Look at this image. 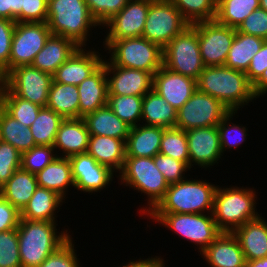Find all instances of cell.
I'll use <instances>...</instances> for the list:
<instances>
[{
	"mask_svg": "<svg viewBox=\"0 0 267 267\" xmlns=\"http://www.w3.org/2000/svg\"><path fill=\"white\" fill-rule=\"evenodd\" d=\"M86 153L113 172H120L126 157L125 141L108 136L90 135Z\"/></svg>",
	"mask_w": 267,
	"mask_h": 267,
	"instance_id": "cell-26",
	"label": "cell"
},
{
	"mask_svg": "<svg viewBox=\"0 0 267 267\" xmlns=\"http://www.w3.org/2000/svg\"><path fill=\"white\" fill-rule=\"evenodd\" d=\"M252 87L257 98L267 93V68L263 71L261 77L252 85Z\"/></svg>",
	"mask_w": 267,
	"mask_h": 267,
	"instance_id": "cell-56",
	"label": "cell"
},
{
	"mask_svg": "<svg viewBox=\"0 0 267 267\" xmlns=\"http://www.w3.org/2000/svg\"><path fill=\"white\" fill-rule=\"evenodd\" d=\"M56 223L20 218L17 234L22 267H39L70 238L67 230L57 232Z\"/></svg>",
	"mask_w": 267,
	"mask_h": 267,
	"instance_id": "cell-2",
	"label": "cell"
},
{
	"mask_svg": "<svg viewBox=\"0 0 267 267\" xmlns=\"http://www.w3.org/2000/svg\"><path fill=\"white\" fill-rule=\"evenodd\" d=\"M20 211L0 195V232L17 229Z\"/></svg>",
	"mask_w": 267,
	"mask_h": 267,
	"instance_id": "cell-52",
	"label": "cell"
},
{
	"mask_svg": "<svg viewBox=\"0 0 267 267\" xmlns=\"http://www.w3.org/2000/svg\"><path fill=\"white\" fill-rule=\"evenodd\" d=\"M89 136L83 118H67L61 122L53 146L56 150H62L60 157L69 158L76 154L86 153Z\"/></svg>",
	"mask_w": 267,
	"mask_h": 267,
	"instance_id": "cell-24",
	"label": "cell"
},
{
	"mask_svg": "<svg viewBox=\"0 0 267 267\" xmlns=\"http://www.w3.org/2000/svg\"><path fill=\"white\" fill-rule=\"evenodd\" d=\"M147 216L199 246L200 253L221 233L212 213H148Z\"/></svg>",
	"mask_w": 267,
	"mask_h": 267,
	"instance_id": "cell-8",
	"label": "cell"
},
{
	"mask_svg": "<svg viewBox=\"0 0 267 267\" xmlns=\"http://www.w3.org/2000/svg\"><path fill=\"white\" fill-rule=\"evenodd\" d=\"M143 96L108 95L107 106L130 127L142 119Z\"/></svg>",
	"mask_w": 267,
	"mask_h": 267,
	"instance_id": "cell-39",
	"label": "cell"
},
{
	"mask_svg": "<svg viewBox=\"0 0 267 267\" xmlns=\"http://www.w3.org/2000/svg\"><path fill=\"white\" fill-rule=\"evenodd\" d=\"M36 179L39 187L55 191L63 199L68 187L75 186L69 158L59 155L36 174Z\"/></svg>",
	"mask_w": 267,
	"mask_h": 267,
	"instance_id": "cell-29",
	"label": "cell"
},
{
	"mask_svg": "<svg viewBox=\"0 0 267 267\" xmlns=\"http://www.w3.org/2000/svg\"><path fill=\"white\" fill-rule=\"evenodd\" d=\"M257 197L252 188L218 187L214 195L212 215L221 232L233 233L246 222L260 215L256 212Z\"/></svg>",
	"mask_w": 267,
	"mask_h": 267,
	"instance_id": "cell-4",
	"label": "cell"
},
{
	"mask_svg": "<svg viewBox=\"0 0 267 267\" xmlns=\"http://www.w3.org/2000/svg\"><path fill=\"white\" fill-rule=\"evenodd\" d=\"M190 24L215 20L217 0H169Z\"/></svg>",
	"mask_w": 267,
	"mask_h": 267,
	"instance_id": "cell-40",
	"label": "cell"
},
{
	"mask_svg": "<svg viewBox=\"0 0 267 267\" xmlns=\"http://www.w3.org/2000/svg\"><path fill=\"white\" fill-rule=\"evenodd\" d=\"M129 0H85L92 17L99 26L116 15Z\"/></svg>",
	"mask_w": 267,
	"mask_h": 267,
	"instance_id": "cell-47",
	"label": "cell"
},
{
	"mask_svg": "<svg viewBox=\"0 0 267 267\" xmlns=\"http://www.w3.org/2000/svg\"><path fill=\"white\" fill-rule=\"evenodd\" d=\"M159 153L180 160L189 167L186 132L178 127L165 128L161 139Z\"/></svg>",
	"mask_w": 267,
	"mask_h": 267,
	"instance_id": "cell-41",
	"label": "cell"
},
{
	"mask_svg": "<svg viewBox=\"0 0 267 267\" xmlns=\"http://www.w3.org/2000/svg\"><path fill=\"white\" fill-rule=\"evenodd\" d=\"M64 118L54 110L42 107L30 126L36 145H54L57 131Z\"/></svg>",
	"mask_w": 267,
	"mask_h": 267,
	"instance_id": "cell-38",
	"label": "cell"
},
{
	"mask_svg": "<svg viewBox=\"0 0 267 267\" xmlns=\"http://www.w3.org/2000/svg\"><path fill=\"white\" fill-rule=\"evenodd\" d=\"M205 181L184 179L170 184L164 198L150 213H212L217 186Z\"/></svg>",
	"mask_w": 267,
	"mask_h": 267,
	"instance_id": "cell-5",
	"label": "cell"
},
{
	"mask_svg": "<svg viewBox=\"0 0 267 267\" xmlns=\"http://www.w3.org/2000/svg\"><path fill=\"white\" fill-rule=\"evenodd\" d=\"M78 48L79 46L71 39L51 34L31 65L53 75L59 66L66 62Z\"/></svg>",
	"mask_w": 267,
	"mask_h": 267,
	"instance_id": "cell-23",
	"label": "cell"
},
{
	"mask_svg": "<svg viewBox=\"0 0 267 267\" xmlns=\"http://www.w3.org/2000/svg\"><path fill=\"white\" fill-rule=\"evenodd\" d=\"M141 120L148 126L175 127L177 109L152 89L143 96Z\"/></svg>",
	"mask_w": 267,
	"mask_h": 267,
	"instance_id": "cell-30",
	"label": "cell"
},
{
	"mask_svg": "<svg viewBox=\"0 0 267 267\" xmlns=\"http://www.w3.org/2000/svg\"><path fill=\"white\" fill-rule=\"evenodd\" d=\"M230 112L219 100L199 91L177 110L175 127L186 131L192 128L217 126Z\"/></svg>",
	"mask_w": 267,
	"mask_h": 267,
	"instance_id": "cell-12",
	"label": "cell"
},
{
	"mask_svg": "<svg viewBox=\"0 0 267 267\" xmlns=\"http://www.w3.org/2000/svg\"><path fill=\"white\" fill-rule=\"evenodd\" d=\"M0 18L22 22V0H0Z\"/></svg>",
	"mask_w": 267,
	"mask_h": 267,
	"instance_id": "cell-54",
	"label": "cell"
},
{
	"mask_svg": "<svg viewBox=\"0 0 267 267\" xmlns=\"http://www.w3.org/2000/svg\"><path fill=\"white\" fill-rule=\"evenodd\" d=\"M163 66L167 69L198 80L204 70L198 42V31L188 26L163 48Z\"/></svg>",
	"mask_w": 267,
	"mask_h": 267,
	"instance_id": "cell-9",
	"label": "cell"
},
{
	"mask_svg": "<svg viewBox=\"0 0 267 267\" xmlns=\"http://www.w3.org/2000/svg\"><path fill=\"white\" fill-rule=\"evenodd\" d=\"M90 135L108 136L126 142L130 126L122 121L107 105L83 117Z\"/></svg>",
	"mask_w": 267,
	"mask_h": 267,
	"instance_id": "cell-28",
	"label": "cell"
},
{
	"mask_svg": "<svg viewBox=\"0 0 267 267\" xmlns=\"http://www.w3.org/2000/svg\"><path fill=\"white\" fill-rule=\"evenodd\" d=\"M48 0H22V22H47Z\"/></svg>",
	"mask_w": 267,
	"mask_h": 267,
	"instance_id": "cell-51",
	"label": "cell"
},
{
	"mask_svg": "<svg viewBox=\"0 0 267 267\" xmlns=\"http://www.w3.org/2000/svg\"><path fill=\"white\" fill-rule=\"evenodd\" d=\"M50 35L51 31L46 22H16L11 43L9 71L18 66L31 65Z\"/></svg>",
	"mask_w": 267,
	"mask_h": 267,
	"instance_id": "cell-14",
	"label": "cell"
},
{
	"mask_svg": "<svg viewBox=\"0 0 267 267\" xmlns=\"http://www.w3.org/2000/svg\"><path fill=\"white\" fill-rule=\"evenodd\" d=\"M198 31L201 59L205 67L224 66L236 29L216 20L192 24Z\"/></svg>",
	"mask_w": 267,
	"mask_h": 267,
	"instance_id": "cell-13",
	"label": "cell"
},
{
	"mask_svg": "<svg viewBox=\"0 0 267 267\" xmlns=\"http://www.w3.org/2000/svg\"><path fill=\"white\" fill-rule=\"evenodd\" d=\"M16 22L0 18V77L9 72V58Z\"/></svg>",
	"mask_w": 267,
	"mask_h": 267,
	"instance_id": "cell-49",
	"label": "cell"
},
{
	"mask_svg": "<svg viewBox=\"0 0 267 267\" xmlns=\"http://www.w3.org/2000/svg\"><path fill=\"white\" fill-rule=\"evenodd\" d=\"M0 140L11 144L21 154L36 146L30 127L18 122L3 108L0 111Z\"/></svg>",
	"mask_w": 267,
	"mask_h": 267,
	"instance_id": "cell-35",
	"label": "cell"
},
{
	"mask_svg": "<svg viewBox=\"0 0 267 267\" xmlns=\"http://www.w3.org/2000/svg\"><path fill=\"white\" fill-rule=\"evenodd\" d=\"M235 113H237V111H230L217 125L222 154L226 151V149H232L233 147L238 148L240 144L246 141V131L248 129H246L245 126H239L228 122L232 120L231 118L235 115ZM236 135L237 137L232 138V136L234 137Z\"/></svg>",
	"mask_w": 267,
	"mask_h": 267,
	"instance_id": "cell-43",
	"label": "cell"
},
{
	"mask_svg": "<svg viewBox=\"0 0 267 267\" xmlns=\"http://www.w3.org/2000/svg\"><path fill=\"white\" fill-rule=\"evenodd\" d=\"M153 160L169 185L186 179L183 175L190 168L184 162L160 153Z\"/></svg>",
	"mask_w": 267,
	"mask_h": 267,
	"instance_id": "cell-46",
	"label": "cell"
},
{
	"mask_svg": "<svg viewBox=\"0 0 267 267\" xmlns=\"http://www.w3.org/2000/svg\"><path fill=\"white\" fill-rule=\"evenodd\" d=\"M245 267H267V257L246 261Z\"/></svg>",
	"mask_w": 267,
	"mask_h": 267,
	"instance_id": "cell-57",
	"label": "cell"
},
{
	"mask_svg": "<svg viewBox=\"0 0 267 267\" xmlns=\"http://www.w3.org/2000/svg\"><path fill=\"white\" fill-rule=\"evenodd\" d=\"M233 234L246 261L267 257V222L261 215L237 228Z\"/></svg>",
	"mask_w": 267,
	"mask_h": 267,
	"instance_id": "cell-25",
	"label": "cell"
},
{
	"mask_svg": "<svg viewBox=\"0 0 267 267\" xmlns=\"http://www.w3.org/2000/svg\"><path fill=\"white\" fill-rule=\"evenodd\" d=\"M37 187L36 174L20 168L0 188V195L21 211L30 201Z\"/></svg>",
	"mask_w": 267,
	"mask_h": 267,
	"instance_id": "cell-32",
	"label": "cell"
},
{
	"mask_svg": "<svg viewBox=\"0 0 267 267\" xmlns=\"http://www.w3.org/2000/svg\"><path fill=\"white\" fill-rule=\"evenodd\" d=\"M165 263L161 257L155 256L154 258L142 259L139 261H130L127 264L122 265L121 267H164Z\"/></svg>",
	"mask_w": 267,
	"mask_h": 267,
	"instance_id": "cell-55",
	"label": "cell"
},
{
	"mask_svg": "<svg viewBox=\"0 0 267 267\" xmlns=\"http://www.w3.org/2000/svg\"><path fill=\"white\" fill-rule=\"evenodd\" d=\"M75 189L81 192H98L111 184L113 171L99 164L87 153L76 154L69 157Z\"/></svg>",
	"mask_w": 267,
	"mask_h": 267,
	"instance_id": "cell-18",
	"label": "cell"
},
{
	"mask_svg": "<svg viewBox=\"0 0 267 267\" xmlns=\"http://www.w3.org/2000/svg\"><path fill=\"white\" fill-rule=\"evenodd\" d=\"M63 198L55 191L37 187L30 201L20 211L21 219L55 221V213L63 203Z\"/></svg>",
	"mask_w": 267,
	"mask_h": 267,
	"instance_id": "cell-31",
	"label": "cell"
},
{
	"mask_svg": "<svg viewBox=\"0 0 267 267\" xmlns=\"http://www.w3.org/2000/svg\"><path fill=\"white\" fill-rule=\"evenodd\" d=\"M267 68V40H265L260 50L253 56L250 65L245 72L249 82L253 85Z\"/></svg>",
	"mask_w": 267,
	"mask_h": 267,
	"instance_id": "cell-53",
	"label": "cell"
},
{
	"mask_svg": "<svg viewBox=\"0 0 267 267\" xmlns=\"http://www.w3.org/2000/svg\"><path fill=\"white\" fill-rule=\"evenodd\" d=\"M100 55L97 51L79 47L52 75L53 82L78 86L103 64L104 59Z\"/></svg>",
	"mask_w": 267,
	"mask_h": 267,
	"instance_id": "cell-20",
	"label": "cell"
},
{
	"mask_svg": "<svg viewBox=\"0 0 267 267\" xmlns=\"http://www.w3.org/2000/svg\"><path fill=\"white\" fill-rule=\"evenodd\" d=\"M260 8L267 11V0H259Z\"/></svg>",
	"mask_w": 267,
	"mask_h": 267,
	"instance_id": "cell-58",
	"label": "cell"
},
{
	"mask_svg": "<svg viewBox=\"0 0 267 267\" xmlns=\"http://www.w3.org/2000/svg\"><path fill=\"white\" fill-rule=\"evenodd\" d=\"M0 99L3 109L18 122L30 127L38 116L41 106L23 100L10 92L2 83Z\"/></svg>",
	"mask_w": 267,
	"mask_h": 267,
	"instance_id": "cell-37",
	"label": "cell"
},
{
	"mask_svg": "<svg viewBox=\"0 0 267 267\" xmlns=\"http://www.w3.org/2000/svg\"><path fill=\"white\" fill-rule=\"evenodd\" d=\"M0 267H22L17 229L0 232Z\"/></svg>",
	"mask_w": 267,
	"mask_h": 267,
	"instance_id": "cell-44",
	"label": "cell"
},
{
	"mask_svg": "<svg viewBox=\"0 0 267 267\" xmlns=\"http://www.w3.org/2000/svg\"><path fill=\"white\" fill-rule=\"evenodd\" d=\"M200 254L211 267H245V257L233 233L220 235Z\"/></svg>",
	"mask_w": 267,
	"mask_h": 267,
	"instance_id": "cell-21",
	"label": "cell"
},
{
	"mask_svg": "<svg viewBox=\"0 0 267 267\" xmlns=\"http://www.w3.org/2000/svg\"><path fill=\"white\" fill-rule=\"evenodd\" d=\"M71 237L50 254L39 267H80Z\"/></svg>",
	"mask_w": 267,
	"mask_h": 267,
	"instance_id": "cell-48",
	"label": "cell"
},
{
	"mask_svg": "<svg viewBox=\"0 0 267 267\" xmlns=\"http://www.w3.org/2000/svg\"><path fill=\"white\" fill-rule=\"evenodd\" d=\"M259 7V0H217L215 20L237 29Z\"/></svg>",
	"mask_w": 267,
	"mask_h": 267,
	"instance_id": "cell-36",
	"label": "cell"
},
{
	"mask_svg": "<svg viewBox=\"0 0 267 267\" xmlns=\"http://www.w3.org/2000/svg\"><path fill=\"white\" fill-rule=\"evenodd\" d=\"M189 152V168L193 165L208 168L218 164L222 149L217 126L192 128L186 130ZM194 163V164H192Z\"/></svg>",
	"mask_w": 267,
	"mask_h": 267,
	"instance_id": "cell-16",
	"label": "cell"
},
{
	"mask_svg": "<svg viewBox=\"0 0 267 267\" xmlns=\"http://www.w3.org/2000/svg\"><path fill=\"white\" fill-rule=\"evenodd\" d=\"M149 5L150 0H129L120 12L103 25L109 28L104 41L142 36Z\"/></svg>",
	"mask_w": 267,
	"mask_h": 267,
	"instance_id": "cell-15",
	"label": "cell"
},
{
	"mask_svg": "<svg viewBox=\"0 0 267 267\" xmlns=\"http://www.w3.org/2000/svg\"><path fill=\"white\" fill-rule=\"evenodd\" d=\"M21 167V153L11 144L0 140V188Z\"/></svg>",
	"mask_w": 267,
	"mask_h": 267,
	"instance_id": "cell-45",
	"label": "cell"
},
{
	"mask_svg": "<svg viewBox=\"0 0 267 267\" xmlns=\"http://www.w3.org/2000/svg\"><path fill=\"white\" fill-rule=\"evenodd\" d=\"M164 129L140 123L131 127L125 142L126 156L154 157L159 154Z\"/></svg>",
	"mask_w": 267,
	"mask_h": 267,
	"instance_id": "cell-27",
	"label": "cell"
},
{
	"mask_svg": "<svg viewBox=\"0 0 267 267\" xmlns=\"http://www.w3.org/2000/svg\"><path fill=\"white\" fill-rule=\"evenodd\" d=\"M105 70L108 95L144 96L153 89L154 75L151 72L115 66L107 60Z\"/></svg>",
	"mask_w": 267,
	"mask_h": 267,
	"instance_id": "cell-17",
	"label": "cell"
},
{
	"mask_svg": "<svg viewBox=\"0 0 267 267\" xmlns=\"http://www.w3.org/2000/svg\"><path fill=\"white\" fill-rule=\"evenodd\" d=\"M197 89L219 100L230 111H237L257 98L245 72L226 66L204 67Z\"/></svg>",
	"mask_w": 267,
	"mask_h": 267,
	"instance_id": "cell-1",
	"label": "cell"
},
{
	"mask_svg": "<svg viewBox=\"0 0 267 267\" xmlns=\"http://www.w3.org/2000/svg\"><path fill=\"white\" fill-rule=\"evenodd\" d=\"M190 24L169 0L150 1L142 37L162 49Z\"/></svg>",
	"mask_w": 267,
	"mask_h": 267,
	"instance_id": "cell-10",
	"label": "cell"
},
{
	"mask_svg": "<svg viewBox=\"0 0 267 267\" xmlns=\"http://www.w3.org/2000/svg\"><path fill=\"white\" fill-rule=\"evenodd\" d=\"M153 90L178 110L197 90V81L162 66L154 73Z\"/></svg>",
	"mask_w": 267,
	"mask_h": 267,
	"instance_id": "cell-19",
	"label": "cell"
},
{
	"mask_svg": "<svg viewBox=\"0 0 267 267\" xmlns=\"http://www.w3.org/2000/svg\"><path fill=\"white\" fill-rule=\"evenodd\" d=\"M236 30L267 40V11L260 7L255 9Z\"/></svg>",
	"mask_w": 267,
	"mask_h": 267,
	"instance_id": "cell-50",
	"label": "cell"
},
{
	"mask_svg": "<svg viewBox=\"0 0 267 267\" xmlns=\"http://www.w3.org/2000/svg\"><path fill=\"white\" fill-rule=\"evenodd\" d=\"M46 23L52 35L69 38L79 47L87 46L91 28L99 25L85 0H48Z\"/></svg>",
	"mask_w": 267,
	"mask_h": 267,
	"instance_id": "cell-3",
	"label": "cell"
},
{
	"mask_svg": "<svg viewBox=\"0 0 267 267\" xmlns=\"http://www.w3.org/2000/svg\"><path fill=\"white\" fill-rule=\"evenodd\" d=\"M53 145H36L21 154V169L37 174L50 164L56 157Z\"/></svg>",
	"mask_w": 267,
	"mask_h": 267,
	"instance_id": "cell-42",
	"label": "cell"
},
{
	"mask_svg": "<svg viewBox=\"0 0 267 267\" xmlns=\"http://www.w3.org/2000/svg\"><path fill=\"white\" fill-rule=\"evenodd\" d=\"M110 52V62L119 67L151 72L153 75L163 66V49L146 38L132 37L115 41H103Z\"/></svg>",
	"mask_w": 267,
	"mask_h": 267,
	"instance_id": "cell-7",
	"label": "cell"
},
{
	"mask_svg": "<svg viewBox=\"0 0 267 267\" xmlns=\"http://www.w3.org/2000/svg\"><path fill=\"white\" fill-rule=\"evenodd\" d=\"M2 108H3V107H2V103H1V99H0V111H1Z\"/></svg>",
	"mask_w": 267,
	"mask_h": 267,
	"instance_id": "cell-59",
	"label": "cell"
},
{
	"mask_svg": "<svg viewBox=\"0 0 267 267\" xmlns=\"http://www.w3.org/2000/svg\"><path fill=\"white\" fill-rule=\"evenodd\" d=\"M265 39L236 30L224 66L246 72L253 56L260 50Z\"/></svg>",
	"mask_w": 267,
	"mask_h": 267,
	"instance_id": "cell-33",
	"label": "cell"
},
{
	"mask_svg": "<svg viewBox=\"0 0 267 267\" xmlns=\"http://www.w3.org/2000/svg\"><path fill=\"white\" fill-rule=\"evenodd\" d=\"M79 93V118L95 112L97 109L107 105L108 80L105 70V59L103 64L89 77L78 85Z\"/></svg>",
	"mask_w": 267,
	"mask_h": 267,
	"instance_id": "cell-22",
	"label": "cell"
},
{
	"mask_svg": "<svg viewBox=\"0 0 267 267\" xmlns=\"http://www.w3.org/2000/svg\"><path fill=\"white\" fill-rule=\"evenodd\" d=\"M46 107L64 119L79 118L78 86L52 82Z\"/></svg>",
	"mask_w": 267,
	"mask_h": 267,
	"instance_id": "cell-34",
	"label": "cell"
},
{
	"mask_svg": "<svg viewBox=\"0 0 267 267\" xmlns=\"http://www.w3.org/2000/svg\"><path fill=\"white\" fill-rule=\"evenodd\" d=\"M119 174L121 185L147 195L149 207L140 210L143 215H147L158 205L169 187L163 174L155 166L153 157L126 156Z\"/></svg>",
	"mask_w": 267,
	"mask_h": 267,
	"instance_id": "cell-6",
	"label": "cell"
},
{
	"mask_svg": "<svg viewBox=\"0 0 267 267\" xmlns=\"http://www.w3.org/2000/svg\"><path fill=\"white\" fill-rule=\"evenodd\" d=\"M53 76L32 65H22L11 69L1 83L17 97L46 107Z\"/></svg>",
	"mask_w": 267,
	"mask_h": 267,
	"instance_id": "cell-11",
	"label": "cell"
}]
</instances>
